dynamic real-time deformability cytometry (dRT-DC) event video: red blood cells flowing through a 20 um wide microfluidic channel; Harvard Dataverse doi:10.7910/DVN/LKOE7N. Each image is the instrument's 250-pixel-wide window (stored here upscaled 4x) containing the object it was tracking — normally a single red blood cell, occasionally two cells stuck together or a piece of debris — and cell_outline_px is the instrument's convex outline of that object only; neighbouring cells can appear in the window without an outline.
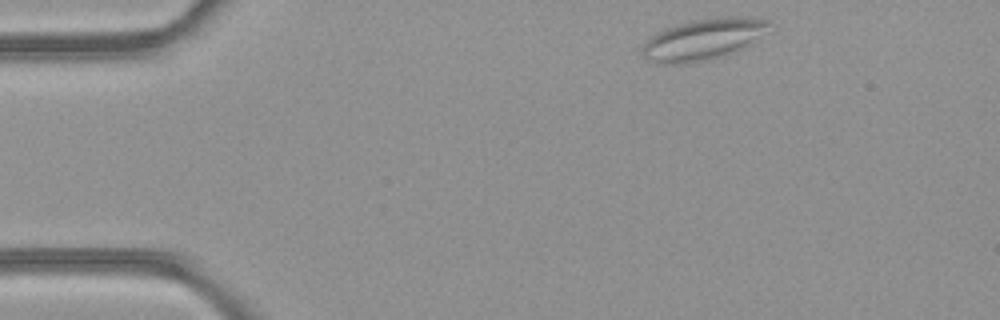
{"species": "common noctule bat (a hibernating species)", "species_latin": "Nyctalus noctula", "temperature_condition": "room temperature", "stored_images_in_passage": 43, "camera_frame_rate_fps": 3000, "um_per_image_px": 0.085, "animal": {"sex": "female", "body_mass_g": 21.9}, "frame": {"image": 1, "passage_image": 1, "time_ms": 0.0, "image_size_px": [1000, 320], "cell_outline_px": [[768, 24], [744, 48], [708, 60], [676, 64], [664, 64], [648, 60], [644, 56], [640, 48], [648, 36], [664, 28], [676, 24], [716, 16], [736, 16], [768, 20]], "centroid_in_image_um": [59.62, 3.34], "position_along_channel_um": 25.4, "area_um2": 29.88}}
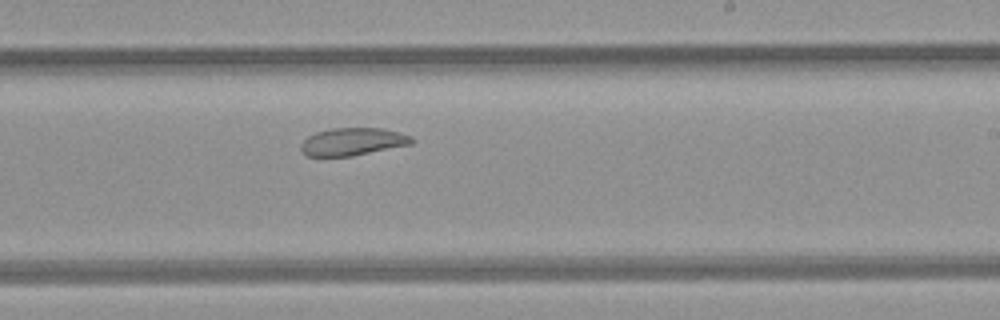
{"frame": {"image": 2, "passage_image": 23, "time_ms": 7.333, "image_size_px": [1000, 320], "cell_outline_px": [[416, 140], [412, 144], [352, 156], [308, 156], [300, 148], [300, 144], [308, 136], [316, 132], [332, 128], [384, 128], [400, 132], [412, 136]], "centroid_in_image_um": [30.02, 12.03], "position_along_channel_um": 259.0, "area_um2": 17.92}}
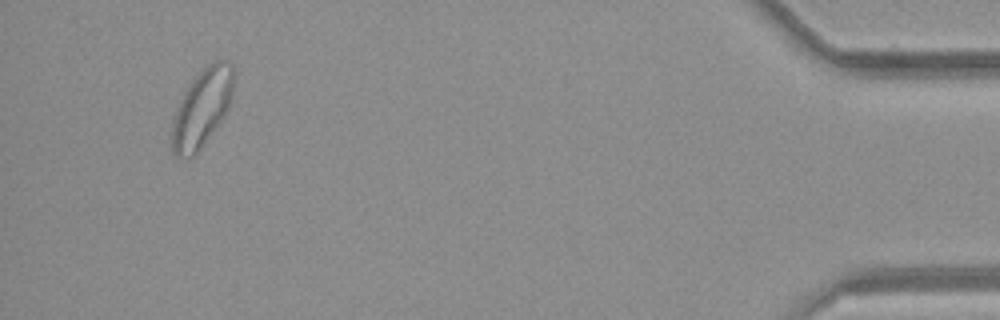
{"frame": {"image": 3, "passage_image": 40, "time_ms": 13.0, "image_size_px": [1000, 320], "cell_outline_px": [[236, 76], [232, 100], [224, 116], [200, 148], [192, 156], [176, 156], [172, 152], [168, 144], [172, 116], [188, 84], [208, 64], [216, 60], [228, 60], [236, 68]], "centroid_in_image_um": [17.16, 9.14], "position_along_channel_um": 418.0, "area_um2": 28.73}, "authors_computed_cell_mechanics": {"area_um2": 22.7154, "velocity_mm_per_s": 4.2102, "shape_relaxation_time_tau1_ms": null, "shape_relaxation_time_tau2_ms": 1.0771, "deformation_change_tau1": null, "deformation_change_tau2": 0.0661}}